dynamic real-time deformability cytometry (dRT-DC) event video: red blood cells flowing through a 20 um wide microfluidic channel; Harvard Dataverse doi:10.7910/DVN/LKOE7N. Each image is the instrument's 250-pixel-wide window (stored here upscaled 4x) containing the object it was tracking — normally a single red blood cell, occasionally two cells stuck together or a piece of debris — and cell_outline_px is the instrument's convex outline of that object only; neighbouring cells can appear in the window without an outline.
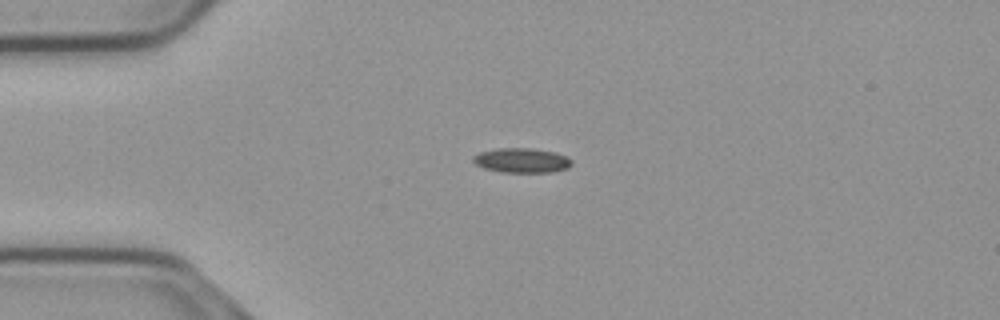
{"species": "common noctule bat (a hibernating species)", "species_latin": "Nyctalus noctula", "temperature_condition": "cold", "stored_images_in_passage": 43, "camera_frame_rate_fps": 3000, "um_per_image_px": 0.085, "animal": {"sex": "male", "body_mass_g": 23.1, "forearm_length_mm": 52.7}, "frame": {"image": 1, "passage_image": 1, "time_ms": 0.0, "image_size_px": [1000, 320], "cell_outline_px": [[572, 164], [568, 168], [552, 172], [500, 172], [484, 168], [476, 164], [472, 160], [472, 156], [480, 152], [500, 148], [528, 148], [556, 152], [568, 156], [572, 160]], "centroid_in_image_um": [44.37, 13.63], "position_along_channel_um": 40.6, "area_um2": 14.22}}
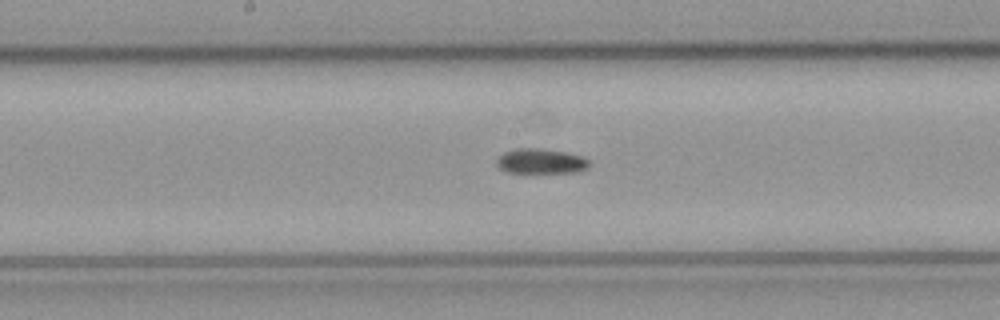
{"frame": {"image": 2, "passage_image": 16, "time_ms": 5.0, "image_size_px": [1000, 320], "cell_outline_px": [[588, 168], [576, 172], [508, 172], [500, 168], [496, 164], [496, 160], [504, 152], [516, 148], [536, 148], [564, 152], [580, 156], [588, 160]], "centroid_in_image_um": [45.94, 13.7], "position_along_channel_um": 202.3, "area_um2": 13.18}}
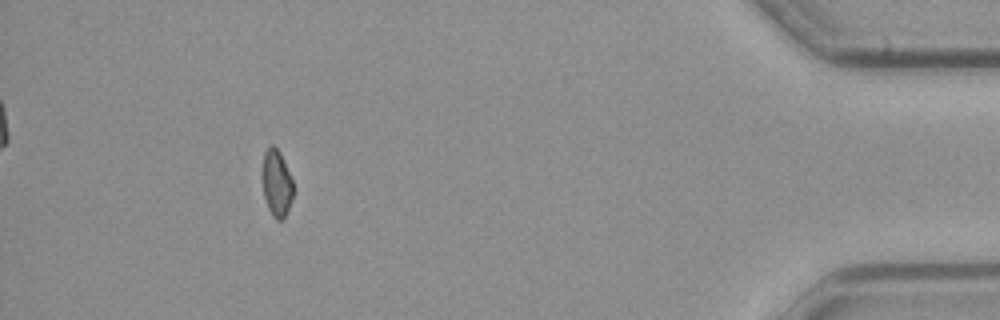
{"frame": {"image": 3, "passage_image": 38, "time_ms": 12.333, "image_size_px": [1000, 320], "cell_outline_px": [[292, 196], [284, 220], [276, 220], [272, 216], [268, 208], [264, 196], [264, 152], [272, 144], [280, 152], [292, 180]], "centroid_in_image_um": [23.52, 15.61], "position_along_channel_um": 411.7, "area_um2": 11.5}}